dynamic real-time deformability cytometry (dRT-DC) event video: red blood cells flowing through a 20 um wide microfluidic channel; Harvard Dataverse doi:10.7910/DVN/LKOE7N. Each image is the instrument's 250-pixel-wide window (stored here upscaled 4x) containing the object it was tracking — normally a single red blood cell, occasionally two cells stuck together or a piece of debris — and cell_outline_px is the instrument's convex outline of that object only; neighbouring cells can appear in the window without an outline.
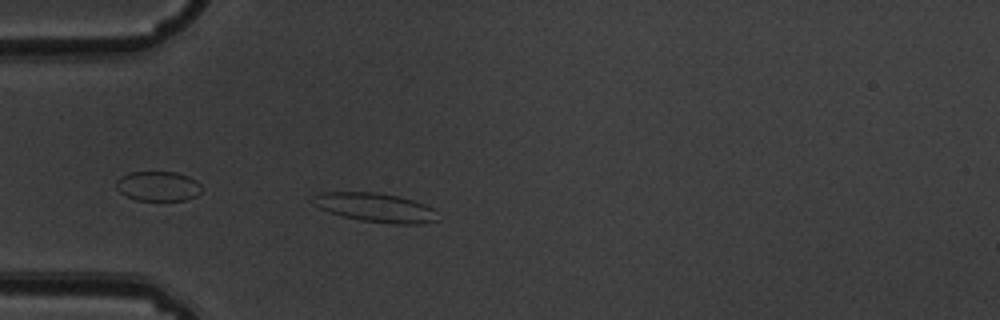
{"species": "common noctule bat (a hibernating species)", "species_latin": "Nyctalus noctula", "temperature_condition": "warm", "stored_images_in_passage": 4, "camera_frame_rate_fps": 3000, "um_per_image_px": 0.085, "animal": {"sex": "male", "body_mass_g": 19.5, "forearm_length_mm": 54.6}, "frame": {"image": 1, "passage_image": 4, "time_ms": 1.0, "image_size_px": [1000, 320], "cell_outline_px": [[440, 220], [424, 224], [392, 224], [360, 220], [328, 212], [320, 208], [316, 204], [312, 196], [320, 192], [376, 192], [400, 196], [424, 204], [432, 208]], "centroid_in_image_um": [31.95, 17.64], "position_along_channel_um": 53.0, "area_um2": 21.1}}